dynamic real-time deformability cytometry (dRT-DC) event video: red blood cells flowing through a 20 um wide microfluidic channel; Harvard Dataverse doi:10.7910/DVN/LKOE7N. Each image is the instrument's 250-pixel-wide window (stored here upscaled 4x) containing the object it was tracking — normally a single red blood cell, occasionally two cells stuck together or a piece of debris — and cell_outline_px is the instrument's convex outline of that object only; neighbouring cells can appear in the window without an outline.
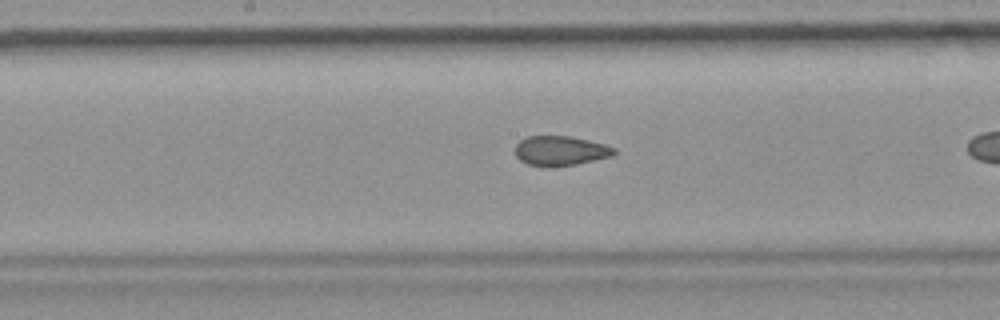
{"species": "common noctule bat (a hibernating species)", "species_latin": "Nyctalus noctula", "temperature_condition": "room temperature", "stored_images_in_passage": 31, "camera_frame_rate_fps": 3000, "um_per_image_px": 0.085, "animal": {"sex": "female", "body_mass_g": 19.9}, "frame": {"image": 1, "passage_image": 22, "time_ms": 7.0, "image_size_px": [1000, 320], "cell_outline_px": [[616, 152], [612, 156], [576, 164], [544, 168], [528, 164], [520, 160], [516, 156], [516, 144], [520, 140], [528, 136], [568, 136], [588, 140], [604, 144], [616, 148]], "centroid_in_image_um": [47.62, 12.83], "position_along_channel_um": 200.6, "area_um2": 17.17}}